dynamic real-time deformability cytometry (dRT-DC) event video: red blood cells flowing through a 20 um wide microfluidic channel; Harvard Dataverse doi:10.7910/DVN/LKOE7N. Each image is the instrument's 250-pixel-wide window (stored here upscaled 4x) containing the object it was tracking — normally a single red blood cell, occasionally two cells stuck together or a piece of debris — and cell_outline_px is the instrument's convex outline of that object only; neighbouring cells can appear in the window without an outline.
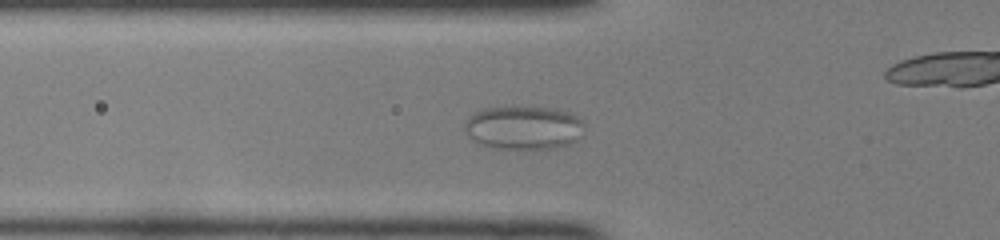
{"species": "common noctule bat (a hibernating species)", "species_latin": "Nyctalus noctula", "temperature_condition": "room temperature", "stored_images_in_passage": 50, "camera_frame_rate_fps": 3000, "um_per_image_px": 0.085, "animal": {"sex": "female", "body_mass_g": 22.0, "forearm_length_mm": 56.7}, "frame": {"image": 1, "passage_image": 16, "time_ms": 5.0, "image_size_px": [1000, 240], "cell_outline_px": [[584, 124], [576, 140], [572, 144], [552, 148], [492, 148], [480, 144], [468, 136], [464, 128], [468, 120], [476, 112], [484, 108], [556, 108], [568, 112], [576, 116]], "centroid_in_image_um": [44.51, 10.87], "position_along_channel_um": 81.3, "area_um2": 29.71}}
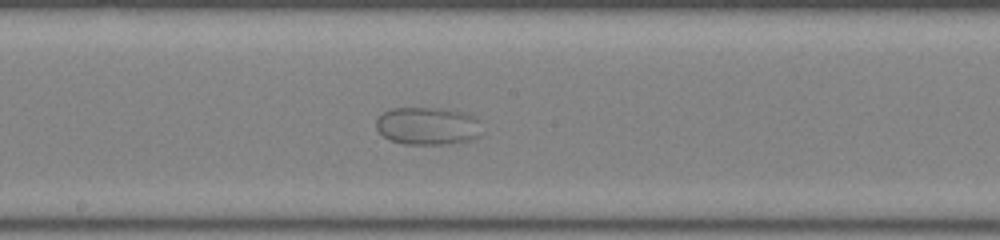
{"frame": {"image": 2, "passage_image": 26, "time_ms": 8.333, "image_size_px": [1000, 240], "cell_outline_px": [[480, 136], [472, 140], [448, 144], [404, 144], [392, 140], [384, 136], [376, 128], [376, 120], [384, 112], [392, 108], [424, 108], [460, 112], [476, 120]], "centroid_in_image_um": [36.28, 10.74], "position_along_channel_um": 211.9, "area_um2": 22.54}}
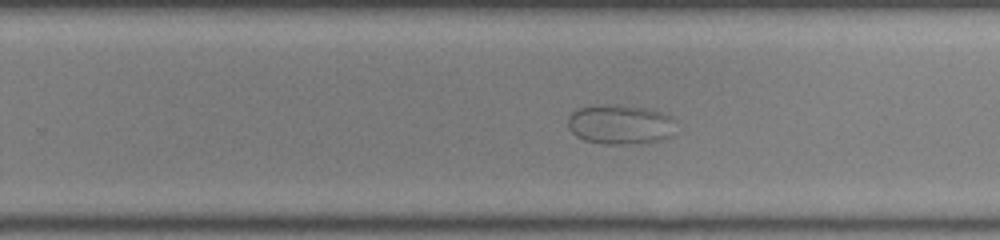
{"frame": {"image": 3, "passage_image": 31, "time_ms": 10.0, "image_size_px": [1000, 240], "cell_outline_px": [[672, 136], [660, 140], [632, 144], [604, 144], [584, 140], [576, 136], [568, 128], [568, 116], [576, 108], [604, 104], [608, 104], [644, 108], [660, 112], [672, 116]], "centroid_in_image_um": [52.65, 10.58], "position_along_channel_um": 277.1, "area_um2": 24.85}}